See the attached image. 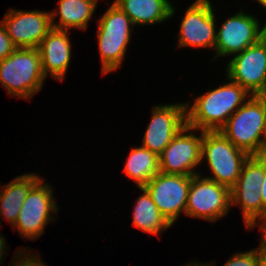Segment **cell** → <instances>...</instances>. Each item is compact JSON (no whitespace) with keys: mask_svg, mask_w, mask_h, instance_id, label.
<instances>
[{"mask_svg":"<svg viewBox=\"0 0 266 266\" xmlns=\"http://www.w3.org/2000/svg\"><path fill=\"white\" fill-rule=\"evenodd\" d=\"M15 49L5 26L0 21V61L8 57Z\"/></svg>","mask_w":266,"mask_h":266,"instance_id":"obj_24","label":"cell"},{"mask_svg":"<svg viewBox=\"0 0 266 266\" xmlns=\"http://www.w3.org/2000/svg\"><path fill=\"white\" fill-rule=\"evenodd\" d=\"M133 26L131 19L115 3L98 20L97 38L104 75L120 67Z\"/></svg>","mask_w":266,"mask_h":266,"instance_id":"obj_5","label":"cell"},{"mask_svg":"<svg viewBox=\"0 0 266 266\" xmlns=\"http://www.w3.org/2000/svg\"><path fill=\"white\" fill-rule=\"evenodd\" d=\"M263 173L264 177L260 186V194L263 202V222L266 221V154L263 153Z\"/></svg>","mask_w":266,"mask_h":266,"instance_id":"obj_25","label":"cell"},{"mask_svg":"<svg viewBox=\"0 0 266 266\" xmlns=\"http://www.w3.org/2000/svg\"><path fill=\"white\" fill-rule=\"evenodd\" d=\"M37 174H23L2 186L0 190V216L5 217L12 227L29 191L41 180Z\"/></svg>","mask_w":266,"mask_h":266,"instance_id":"obj_18","label":"cell"},{"mask_svg":"<svg viewBox=\"0 0 266 266\" xmlns=\"http://www.w3.org/2000/svg\"><path fill=\"white\" fill-rule=\"evenodd\" d=\"M98 0H59L58 10L50 12L52 28L57 30H69L77 28L86 30L89 20L92 18ZM59 14V23H55V17Z\"/></svg>","mask_w":266,"mask_h":266,"instance_id":"obj_19","label":"cell"},{"mask_svg":"<svg viewBox=\"0 0 266 266\" xmlns=\"http://www.w3.org/2000/svg\"><path fill=\"white\" fill-rule=\"evenodd\" d=\"M258 266H266V258L262 257L260 254Z\"/></svg>","mask_w":266,"mask_h":266,"instance_id":"obj_28","label":"cell"},{"mask_svg":"<svg viewBox=\"0 0 266 266\" xmlns=\"http://www.w3.org/2000/svg\"><path fill=\"white\" fill-rule=\"evenodd\" d=\"M263 177V153L249 156L236 184L230 189L231 206L238 204L242 207L247 229L259 224L257 220L263 222V202L259 192Z\"/></svg>","mask_w":266,"mask_h":266,"instance_id":"obj_6","label":"cell"},{"mask_svg":"<svg viewBox=\"0 0 266 266\" xmlns=\"http://www.w3.org/2000/svg\"><path fill=\"white\" fill-rule=\"evenodd\" d=\"M45 79L38 48H16L0 61V83L12 97L32 98Z\"/></svg>","mask_w":266,"mask_h":266,"instance_id":"obj_3","label":"cell"},{"mask_svg":"<svg viewBox=\"0 0 266 266\" xmlns=\"http://www.w3.org/2000/svg\"><path fill=\"white\" fill-rule=\"evenodd\" d=\"M259 224L263 237L260 239V246L258 247L262 257L266 258V221Z\"/></svg>","mask_w":266,"mask_h":266,"instance_id":"obj_26","label":"cell"},{"mask_svg":"<svg viewBox=\"0 0 266 266\" xmlns=\"http://www.w3.org/2000/svg\"><path fill=\"white\" fill-rule=\"evenodd\" d=\"M21 250L22 251H17L20 252L19 254H17L16 252V256L14 254V259H13L14 262L12 263L13 265L11 266H47L42 262V259L41 260L39 259L40 257L39 255H36L37 256L36 258V256H34L33 254L30 256L31 252L25 253L24 251L26 250V248ZM17 259H19V261Z\"/></svg>","mask_w":266,"mask_h":266,"instance_id":"obj_23","label":"cell"},{"mask_svg":"<svg viewBox=\"0 0 266 266\" xmlns=\"http://www.w3.org/2000/svg\"><path fill=\"white\" fill-rule=\"evenodd\" d=\"M209 0H196L188 7L178 33V47L215 49V14Z\"/></svg>","mask_w":266,"mask_h":266,"instance_id":"obj_15","label":"cell"},{"mask_svg":"<svg viewBox=\"0 0 266 266\" xmlns=\"http://www.w3.org/2000/svg\"><path fill=\"white\" fill-rule=\"evenodd\" d=\"M194 128L185 125L159 155L160 172L193 176L200 174L194 168L201 161L203 131L194 135ZM190 131H193L190 133ZM189 132V134H188Z\"/></svg>","mask_w":266,"mask_h":266,"instance_id":"obj_11","label":"cell"},{"mask_svg":"<svg viewBox=\"0 0 266 266\" xmlns=\"http://www.w3.org/2000/svg\"><path fill=\"white\" fill-rule=\"evenodd\" d=\"M231 206L230 189L200 174L191 176L185 215L216 222Z\"/></svg>","mask_w":266,"mask_h":266,"instance_id":"obj_7","label":"cell"},{"mask_svg":"<svg viewBox=\"0 0 266 266\" xmlns=\"http://www.w3.org/2000/svg\"><path fill=\"white\" fill-rule=\"evenodd\" d=\"M139 189L143 193L133 209V225L146 233L160 235L172 225L158 210L148 191L144 187Z\"/></svg>","mask_w":266,"mask_h":266,"instance_id":"obj_21","label":"cell"},{"mask_svg":"<svg viewBox=\"0 0 266 266\" xmlns=\"http://www.w3.org/2000/svg\"><path fill=\"white\" fill-rule=\"evenodd\" d=\"M206 264V265H205ZM197 263V262H195V263H189V264H187V265H185V266H209V264H207V263ZM184 266V265H183Z\"/></svg>","mask_w":266,"mask_h":266,"instance_id":"obj_29","label":"cell"},{"mask_svg":"<svg viewBox=\"0 0 266 266\" xmlns=\"http://www.w3.org/2000/svg\"><path fill=\"white\" fill-rule=\"evenodd\" d=\"M240 10L229 17L216 32L214 59L240 53L266 36V23L261 28L255 16Z\"/></svg>","mask_w":266,"mask_h":266,"instance_id":"obj_10","label":"cell"},{"mask_svg":"<svg viewBox=\"0 0 266 266\" xmlns=\"http://www.w3.org/2000/svg\"><path fill=\"white\" fill-rule=\"evenodd\" d=\"M259 258L260 251L258 248L242 253L239 252L233 254L224 266H258Z\"/></svg>","mask_w":266,"mask_h":266,"instance_id":"obj_22","label":"cell"},{"mask_svg":"<svg viewBox=\"0 0 266 266\" xmlns=\"http://www.w3.org/2000/svg\"><path fill=\"white\" fill-rule=\"evenodd\" d=\"M16 48H38L53 29L50 12L8 10L1 21Z\"/></svg>","mask_w":266,"mask_h":266,"instance_id":"obj_14","label":"cell"},{"mask_svg":"<svg viewBox=\"0 0 266 266\" xmlns=\"http://www.w3.org/2000/svg\"><path fill=\"white\" fill-rule=\"evenodd\" d=\"M227 84L198 96L189 108L186 104V125L195 130L220 131L230 116L251 96L231 79Z\"/></svg>","mask_w":266,"mask_h":266,"instance_id":"obj_1","label":"cell"},{"mask_svg":"<svg viewBox=\"0 0 266 266\" xmlns=\"http://www.w3.org/2000/svg\"><path fill=\"white\" fill-rule=\"evenodd\" d=\"M152 109L141 146L159 156L186 125V104L156 105Z\"/></svg>","mask_w":266,"mask_h":266,"instance_id":"obj_13","label":"cell"},{"mask_svg":"<svg viewBox=\"0 0 266 266\" xmlns=\"http://www.w3.org/2000/svg\"><path fill=\"white\" fill-rule=\"evenodd\" d=\"M5 248H6V246H5V239H4V237H2L1 234H0V264L3 262V261H1V260H2V258L4 257L3 255H4L5 253H3V252H5V251H4V250H6Z\"/></svg>","mask_w":266,"mask_h":266,"instance_id":"obj_27","label":"cell"},{"mask_svg":"<svg viewBox=\"0 0 266 266\" xmlns=\"http://www.w3.org/2000/svg\"><path fill=\"white\" fill-rule=\"evenodd\" d=\"M133 25H153L170 19L175 9L169 0H115Z\"/></svg>","mask_w":266,"mask_h":266,"instance_id":"obj_17","label":"cell"},{"mask_svg":"<svg viewBox=\"0 0 266 266\" xmlns=\"http://www.w3.org/2000/svg\"><path fill=\"white\" fill-rule=\"evenodd\" d=\"M220 131L249 156L262 154L266 135V95H251Z\"/></svg>","mask_w":266,"mask_h":266,"instance_id":"obj_2","label":"cell"},{"mask_svg":"<svg viewBox=\"0 0 266 266\" xmlns=\"http://www.w3.org/2000/svg\"><path fill=\"white\" fill-rule=\"evenodd\" d=\"M226 72L250 95H266V36L231 58Z\"/></svg>","mask_w":266,"mask_h":266,"instance_id":"obj_9","label":"cell"},{"mask_svg":"<svg viewBox=\"0 0 266 266\" xmlns=\"http://www.w3.org/2000/svg\"><path fill=\"white\" fill-rule=\"evenodd\" d=\"M190 183L191 176L159 172L144 188L161 214L172 225L181 212L185 214Z\"/></svg>","mask_w":266,"mask_h":266,"instance_id":"obj_12","label":"cell"},{"mask_svg":"<svg viewBox=\"0 0 266 266\" xmlns=\"http://www.w3.org/2000/svg\"><path fill=\"white\" fill-rule=\"evenodd\" d=\"M204 158L213 174L206 178L231 189L249 155L235 147L221 131H203L201 161Z\"/></svg>","mask_w":266,"mask_h":266,"instance_id":"obj_4","label":"cell"},{"mask_svg":"<svg viewBox=\"0 0 266 266\" xmlns=\"http://www.w3.org/2000/svg\"><path fill=\"white\" fill-rule=\"evenodd\" d=\"M43 182L41 179L29 191L13 226L23 238L37 240L44 233L46 224L55 218L51 212H58L51 185Z\"/></svg>","mask_w":266,"mask_h":266,"instance_id":"obj_8","label":"cell"},{"mask_svg":"<svg viewBox=\"0 0 266 266\" xmlns=\"http://www.w3.org/2000/svg\"><path fill=\"white\" fill-rule=\"evenodd\" d=\"M38 50L46 78L50 74L54 79L64 80L72 56L68 30L52 29L41 40Z\"/></svg>","mask_w":266,"mask_h":266,"instance_id":"obj_16","label":"cell"},{"mask_svg":"<svg viewBox=\"0 0 266 266\" xmlns=\"http://www.w3.org/2000/svg\"><path fill=\"white\" fill-rule=\"evenodd\" d=\"M125 175L143 188L160 172L159 156L147 148L135 147L130 151L125 163Z\"/></svg>","mask_w":266,"mask_h":266,"instance_id":"obj_20","label":"cell"},{"mask_svg":"<svg viewBox=\"0 0 266 266\" xmlns=\"http://www.w3.org/2000/svg\"><path fill=\"white\" fill-rule=\"evenodd\" d=\"M263 153L266 154V135H265V139H264Z\"/></svg>","mask_w":266,"mask_h":266,"instance_id":"obj_31","label":"cell"},{"mask_svg":"<svg viewBox=\"0 0 266 266\" xmlns=\"http://www.w3.org/2000/svg\"><path fill=\"white\" fill-rule=\"evenodd\" d=\"M257 2L266 8V0H257Z\"/></svg>","mask_w":266,"mask_h":266,"instance_id":"obj_30","label":"cell"}]
</instances>
